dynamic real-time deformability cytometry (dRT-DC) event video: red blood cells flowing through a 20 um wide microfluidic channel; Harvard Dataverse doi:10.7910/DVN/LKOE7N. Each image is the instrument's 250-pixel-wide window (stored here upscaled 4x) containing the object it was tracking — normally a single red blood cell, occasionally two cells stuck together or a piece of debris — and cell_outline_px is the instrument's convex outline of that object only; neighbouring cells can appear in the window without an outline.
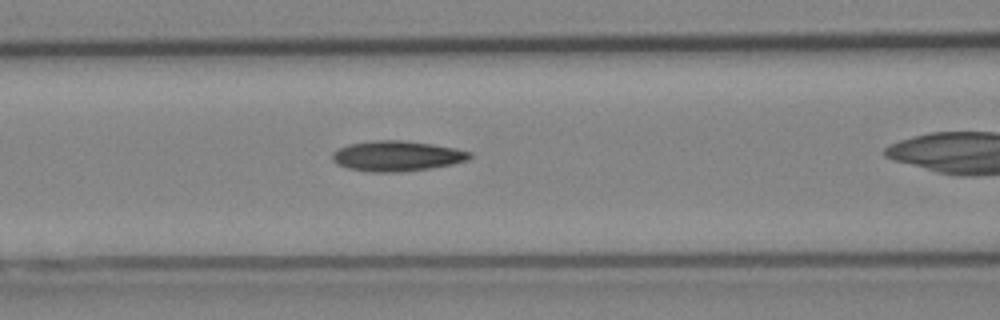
{"species": "Egyptian fruit bat (a non-hibernating species)", "species_latin": "Rousettus aegyptiacus", "temperature_condition": "cold", "stored_images_in_passage": 37, "camera_frame_rate_fps": 3000, "um_per_image_px": 0.085, "animal": {"sex": "female"}, "frame": {"image": 1, "passage_image": 18, "time_ms": 5.667, "image_size_px": [1000, 320], "cell_outline_px": [[472, 156], [468, 160], [452, 164], [428, 168], [396, 172], [372, 172], [348, 168], [336, 164], [332, 160], [332, 152], [348, 144], [376, 140], [400, 140], [432, 144], [456, 148], [472, 152]], "centroid_in_image_um": [33.73, 13.25], "position_along_channel_um": 132.9, "area_um2": 24.16}}
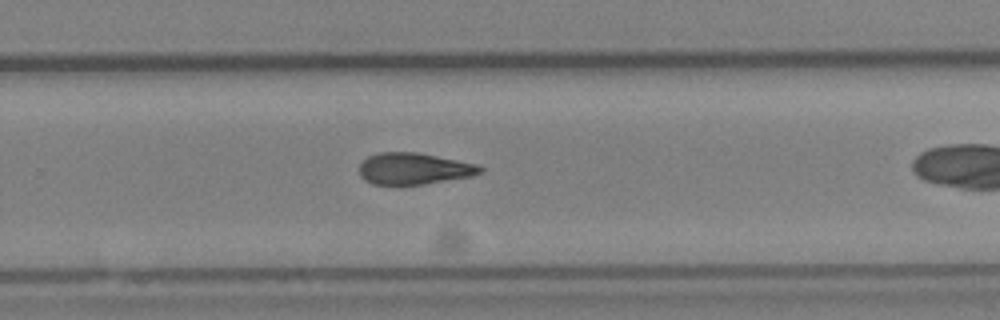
{"frame": {"image": 2, "passage_image": 30, "time_ms": 9.667, "image_size_px": [1000, 320], "cell_outline_px": [[484, 172], [472, 176], [424, 184], [372, 184], [364, 180], [360, 176], [360, 164], [368, 156], [380, 152], [416, 152], [480, 164], [484, 168]], "centroid_in_image_um": [35.22, 14.33], "position_along_channel_um": 294.6, "area_um2": 22.31}}
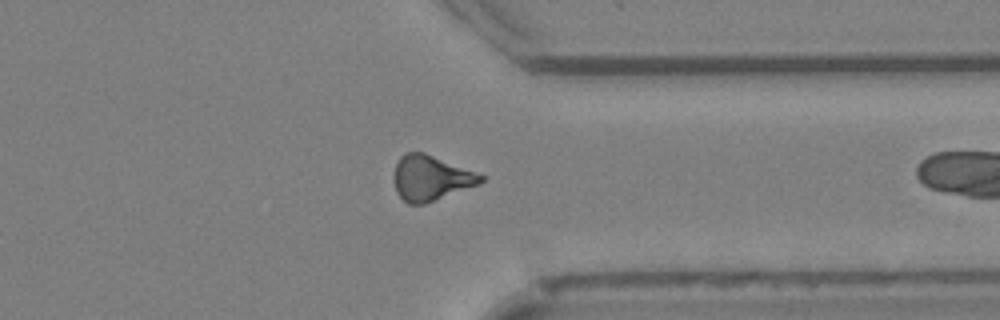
{"frame": {"image": 3, "passage_image": 36, "time_ms": 11.667, "image_size_px": [1000, 320], "cell_outline_px": [[484, 180], [480, 184], [424, 204], [408, 204], [396, 192], [396, 164], [400, 156], [404, 152], [424, 152], [484, 176]], "centroid_in_image_um": [36.62, 15.13], "position_along_channel_um": 374.8, "area_um2": 22.37}}